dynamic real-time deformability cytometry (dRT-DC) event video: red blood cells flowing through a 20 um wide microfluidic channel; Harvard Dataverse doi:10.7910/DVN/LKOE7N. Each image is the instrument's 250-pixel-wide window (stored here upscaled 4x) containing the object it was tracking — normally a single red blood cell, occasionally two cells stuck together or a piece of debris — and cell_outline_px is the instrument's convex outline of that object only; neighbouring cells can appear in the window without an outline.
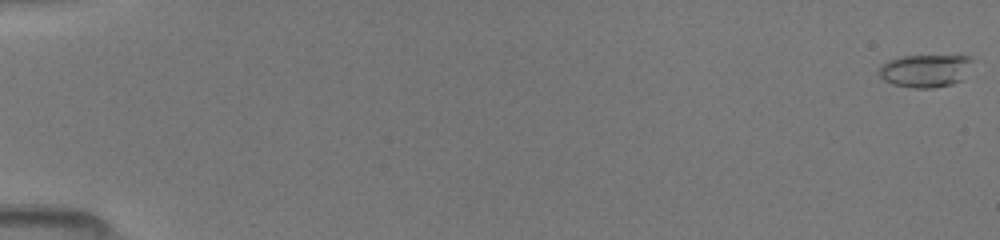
{"species": "common noctule bat (a hibernating species)", "species_latin": "Nyctalus noctula", "temperature_condition": "room temperature", "stored_images_in_passage": 81, "camera_frame_rate_fps": 3000, "um_per_image_px": 0.085, "animal": {"sex": "female", "body_mass_g": 19.5, "forearm_length_mm": 54.1}, "frame": {"image": 1, "passage_image": 1, "time_ms": 0.0, "image_size_px": [1000, 240], "cell_outline_px": [[972, 60], [960, 80], [952, 84], [932, 88], [912, 88], [892, 84], [884, 80], [880, 76], [880, 64], [888, 60], [900, 56], [968, 56]], "centroid_in_image_um": [78.57, 6.01], "position_along_channel_um": 6.4, "area_um2": 17.57}}
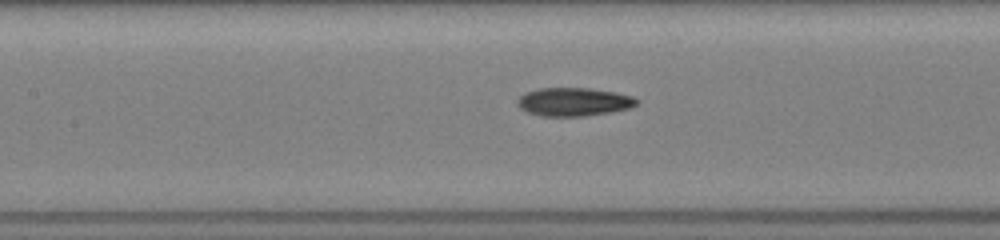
{"frame": {"image": 2, "passage_image": 40, "time_ms": 8.0, "image_size_px": [1000, 240], "cell_outline_px": [[640, 100], [632, 108], [584, 116], [540, 116], [528, 112], [520, 108], [516, 104], [516, 100], [520, 96], [536, 88], [588, 88], [616, 92], [632, 96]], "centroid_in_image_um": [48.76, 8.65], "position_along_channel_um": 158.6, "area_um2": 19.77}}
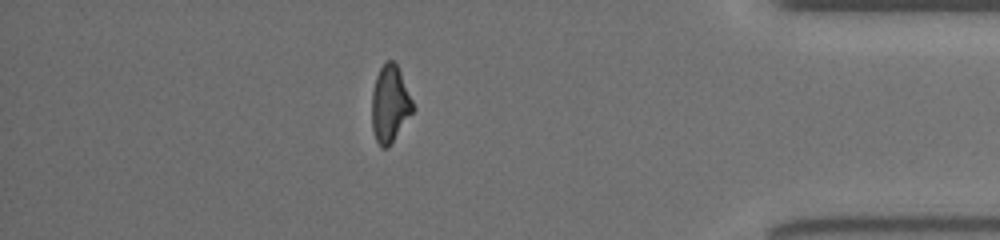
{"frame": {"image": 3, "passage_image": 71, "time_ms": 14.667, "image_size_px": [1000, 240], "cell_outline_px": [[416, 108], [388, 148], [380, 148], [376, 140], [372, 128], [372, 92], [376, 76], [380, 68], [388, 60], [392, 60], [396, 64], [400, 72]], "centroid_in_image_um": [33.15, 8.87], "position_along_channel_um": 402.1, "area_um2": 18.38}}